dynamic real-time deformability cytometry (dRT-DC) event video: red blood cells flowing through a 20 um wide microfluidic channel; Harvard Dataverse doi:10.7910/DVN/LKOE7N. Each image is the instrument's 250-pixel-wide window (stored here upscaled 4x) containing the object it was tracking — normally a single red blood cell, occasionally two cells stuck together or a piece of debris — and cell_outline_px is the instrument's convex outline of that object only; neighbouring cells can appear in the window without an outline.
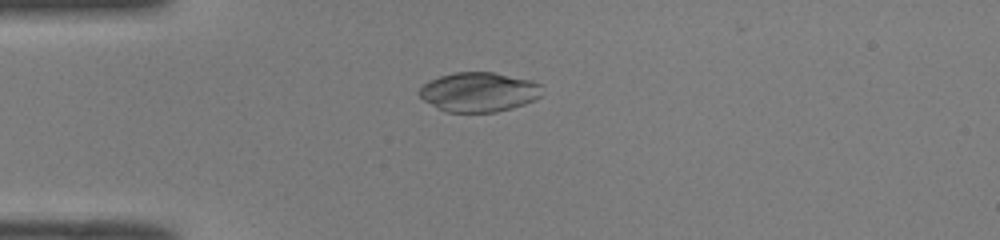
{"species": "common noctule bat (a hibernating species)", "species_latin": "Nyctalus noctula", "temperature_condition": "room temperature", "stored_images_in_passage": 44, "camera_frame_rate_fps": 3000, "um_per_image_px": 0.085, "animal": {"sex": "male", "body_mass_g": 19.0, "forearm_length_mm": 50.8}, "frame": {"image": 1, "passage_image": 13, "time_ms": 4.0, "image_size_px": [1000, 240], "cell_outline_px": [[540, 96], [524, 104], [512, 108], [496, 112], [444, 112], [424, 100], [416, 92], [428, 80], [440, 76], [456, 72], [492, 72], [528, 80], [540, 84]], "centroid_in_image_um": [40.64, 7.83], "position_along_channel_um": 44.4, "area_um2": 28.03}}
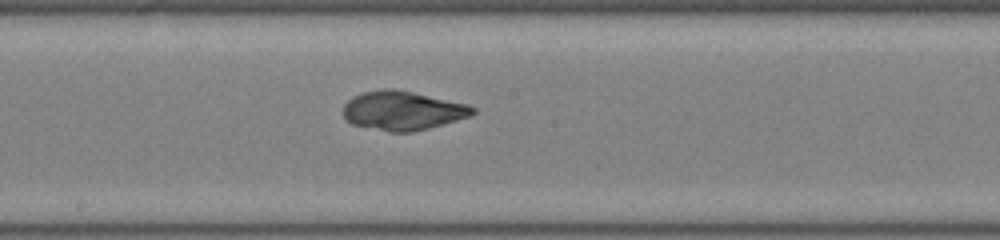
{"frame": {"image": 2, "passage_image": 27, "time_ms": 8.667, "image_size_px": [1000, 240], "cell_outline_px": [[476, 112], [468, 116], [456, 120], [428, 128], [412, 132], [388, 132], [352, 124], [344, 116], [344, 104], [352, 96], [364, 92], [384, 88], [396, 88], [468, 104], [476, 108]], "centroid_in_image_um": [34.22, 9.39], "position_along_channel_um": 214.0, "area_um2": 29.42}}
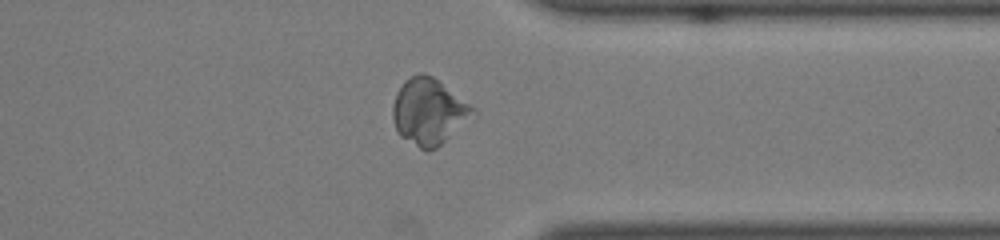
{"frame": {"image": 3, "passage_image": 39, "time_ms": 12.667, "image_size_px": [1000, 240], "cell_outline_px": [[476, 112], [436, 148], [428, 152], [420, 148], [400, 136], [392, 120], [392, 104], [396, 92], [404, 80], [420, 72], [424, 72], [432, 76], [476, 108]], "centroid_in_image_um": [36.4, 9.46], "position_along_channel_um": 375.0, "area_um2": 30.63}}